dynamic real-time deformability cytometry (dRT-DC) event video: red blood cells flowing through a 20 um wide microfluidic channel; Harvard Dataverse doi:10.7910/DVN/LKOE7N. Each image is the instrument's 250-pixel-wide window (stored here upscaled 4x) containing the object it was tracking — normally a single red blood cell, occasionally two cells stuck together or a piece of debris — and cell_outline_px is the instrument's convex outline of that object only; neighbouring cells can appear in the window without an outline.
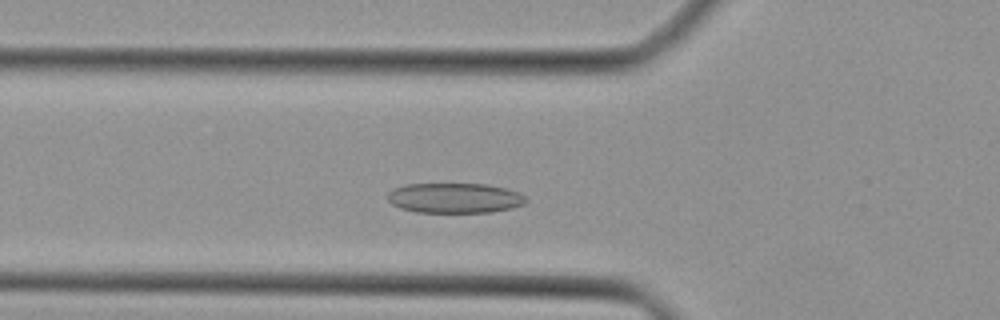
{"species": "Egyptian fruit bat (a non-hibernating species)", "species_latin": "Rousettus aegyptiacus", "temperature_condition": "cold", "stored_images_in_passage": 35, "camera_frame_rate_fps": 3000, "um_per_image_px": 0.085, "animal": {"sex": "female"}, "frame": {"image": 1, "passage_image": 9, "time_ms": 2.667, "image_size_px": [1000, 320], "cell_outline_px": [[528, 200], [524, 204], [512, 208], [492, 212], [416, 212], [400, 208], [392, 204], [388, 200], [388, 192], [392, 188], [404, 184], [488, 184], [520, 192], [528, 196]], "centroid_in_image_um": [38.67, 16.82], "position_along_channel_um": 87.1, "area_um2": 24.51}}
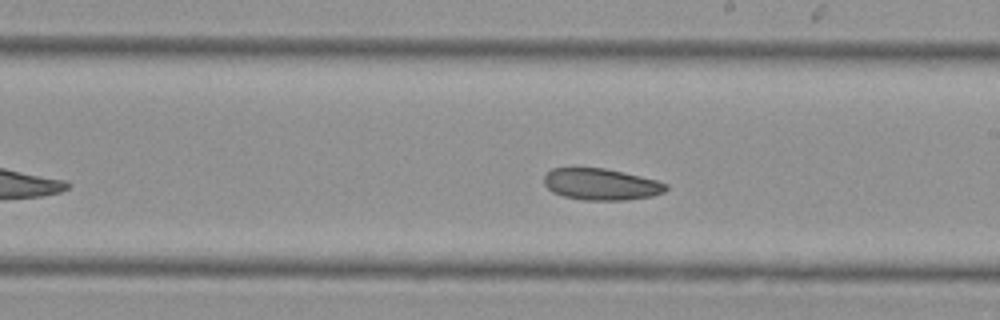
{"frame": {"image": 2, "passage_image": 19, "time_ms": 6.0, "image_size_px": [1000, 320], "cell_outline_px": [[668, 188], [664, 192], [652, 196], [628, 200], [584, 200], [564, 196], [552, 192], [544, 184], [544, 172], [552, 168], [604, 168], [656, 180], [668, 184]], "centroid_in_image_um": [51.07, 15.67], "position_along_channel_um": 237.9, "area_um2": 22.43}}
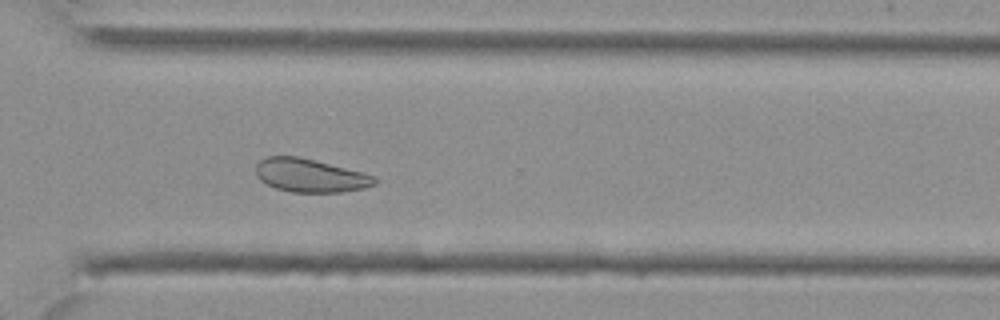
{"frame": {"image": 3, "passage_image": 26, "time_ms": 8.333, "image_size_px": [1000, 320], "cell_outline_px": [[380, 180], [376, 184], [364, 188], [340, 192], [292, 192], [276, 188], [260, 180], [256, 176], [256, 164], [260, 160], [268, 156], [296, 156], [364, 172], [376, 176]], "centroid_in_image_um": [26.4, 14.92], "position_along_channel_um": 344.2, "area_um2": 23.12}}